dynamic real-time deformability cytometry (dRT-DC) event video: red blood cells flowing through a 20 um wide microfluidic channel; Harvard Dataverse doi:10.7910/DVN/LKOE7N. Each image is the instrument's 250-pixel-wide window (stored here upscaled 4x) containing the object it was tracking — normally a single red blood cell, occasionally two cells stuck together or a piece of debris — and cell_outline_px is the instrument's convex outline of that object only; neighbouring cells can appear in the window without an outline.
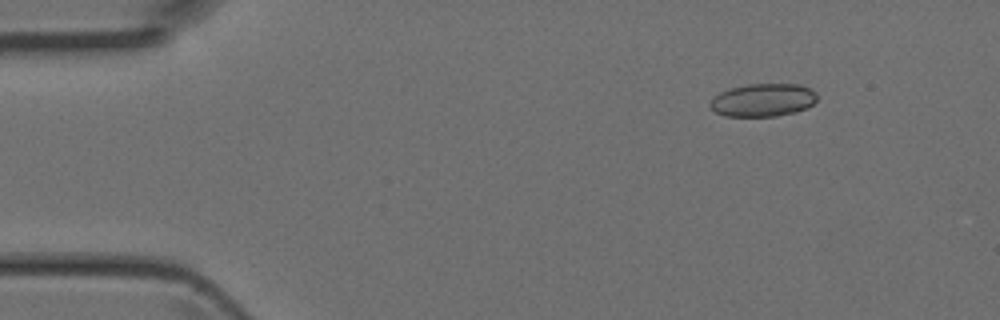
{"species": "Egyptian fruit bat (a non-hibernating species)", "species_latin": "Rousettus aegyptiacus", "temperature_condition": "room temperature", "stored_images_in_passage": 3, "camera_frame_rate_fps": 3000, "um_per_image_px": 0.085, "animal": {"sex": "female"}, "frame": {"image": 1, "passage_image": 1, "time_ms": 0.0, "image_size_px": [1000, 320], "cell_outline_px": [[816, 100], [812, 104], [796, 112], [776, 116], [724, 116], [716, 112], [708, 104], [720, 92], [732, 88], [748, 84], [800, 84], [816, 92]], "centroid_in_image_um": [64.86, 8.5], "position_along_channel_um": 20.1, "area_um2": 20.35}}